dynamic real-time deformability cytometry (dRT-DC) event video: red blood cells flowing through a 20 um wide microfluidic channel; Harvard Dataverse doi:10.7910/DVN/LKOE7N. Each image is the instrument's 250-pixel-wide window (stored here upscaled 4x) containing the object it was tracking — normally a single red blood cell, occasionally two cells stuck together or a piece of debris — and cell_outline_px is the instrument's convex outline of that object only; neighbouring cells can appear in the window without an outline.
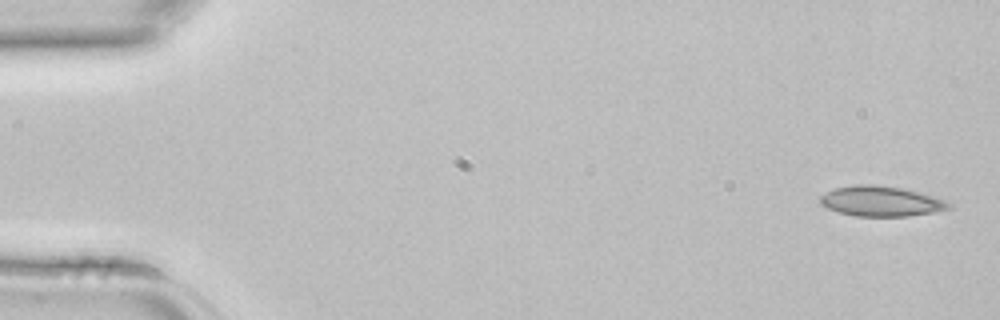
{"species": "common noctule bat (a hibernating species)", "species_latin": "Nyctalus noctula", "temperature_condition": "room temperature", "stored_images_in_passage": 4, "camera_frame_rate_fps": 3000, "um_per_image_px": 0.085, "animal": {"sex": "female", "body_mass_g": 22.7, "forearm_length_mm": 54.2}, "frame": {"image": 1, "passage_image": 1, "time_ms": 0.0, "image_size_px": [1000, 320], "cell_outline_px": [[952, 208], [936, 212], [908, 216], [856, 216], [840, 212], [828, 208], [820, 204], [820, 196], [836, 188], [856, 184], [876, 184], [900, 188], [932, 196], [944, 200], [952, 204]], "centroid_in_image_um": [74.9, 17.11], "position_along_channel_um": 10.1, "area_um2": 22.43}}
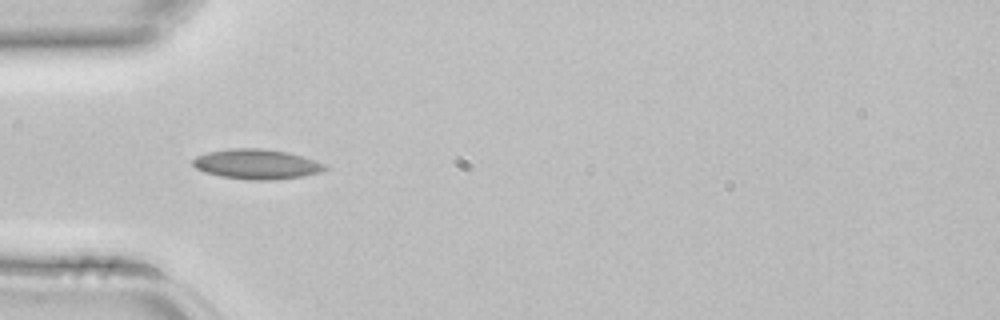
{"frame": {"image": 2, "passage_image": 3, "time_ms": 0.667, "image_size_px": [1000, 320], "cell_outline_px": [[328, 168], [320, 172], [304, 176], [272, 180], [248, 180], [220, 176], [204, 172], [196, 168], [192, 164], [192, 160], [196, 156], [208, 152], [228, 148], [260, 148], [288, 152], [316, 160], [324, 164]], "centroid_in_image_um": [21.8, 13.95], "position_along_channel_um": 63.2, "area_um2": 23.18}}